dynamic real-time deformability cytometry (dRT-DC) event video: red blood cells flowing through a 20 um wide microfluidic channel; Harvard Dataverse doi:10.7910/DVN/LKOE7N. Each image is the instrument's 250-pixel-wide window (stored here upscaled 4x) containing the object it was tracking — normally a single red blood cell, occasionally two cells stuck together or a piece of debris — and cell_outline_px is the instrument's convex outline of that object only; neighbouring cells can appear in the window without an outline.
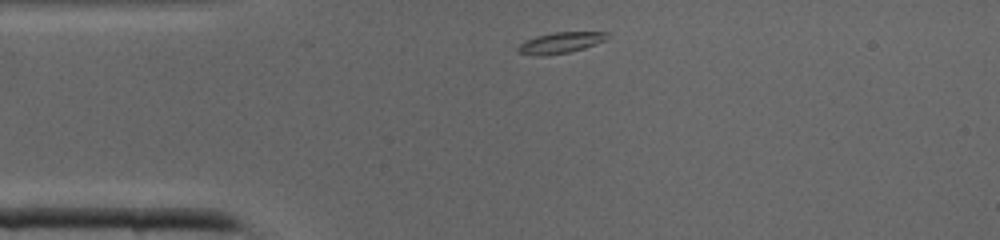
{"species": "common noctule bat (a hibernating species)", "species_latin": "Nyctalus noctula", "temperature_condition": "cold", "stored_images_in_passage": 33, "camera_frame_rate_fps": 3000, "um_per_image_px": 0.085, "animal": {"sex": "male", "body_mass_g": 19.0, "forearm_length_mm": 50.8}, "frame": {"image": 1, "passage_image": 1, "time_ms": 0.0, "image_size_px": [1000, 240], "cell_outline_px": [[608, 36], [604, 40], [584, 48], [568, 52], [544, 56], [540, 56], [520, 52], [516, 48], [524, 40], [536, 36], [552, 32], [608, 32]], "centroid_in_image_um": [47.6, 3.62], "position_along_channel_um": 37.4, "area_um2": 10.75}}
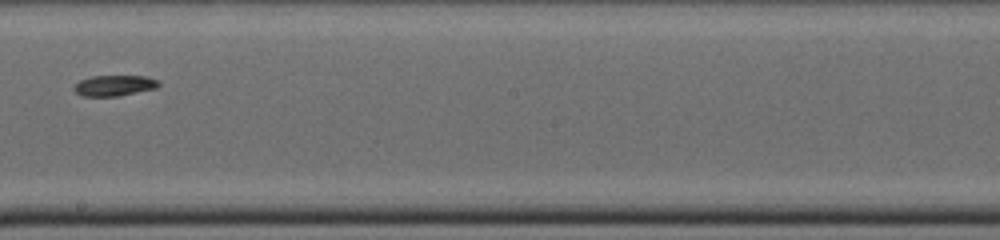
{"frame": {"image": 2, "passage_image": 15, "time_ms": 4.667, "image_size_px": [1000, 240], "cell_outline_px": [[160, 84], [156, 88], [116, 96], [80, 96], [72, 88], [80, 80], [92, 76], [144, 76], [156, 80]], "centroid_in_image_um": [9.67, 7.27], "position_along_channel_um": 238.5, "area_um2": 10.06}}
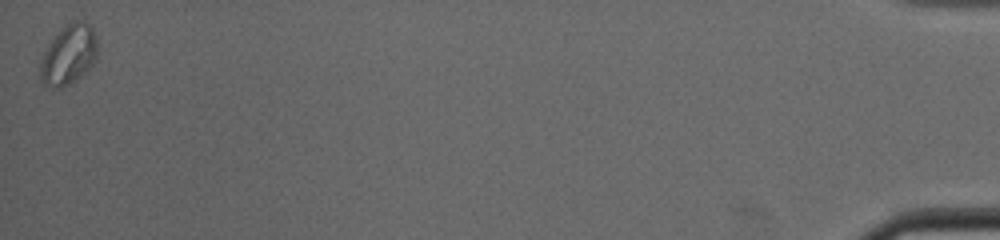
{"frame": {"image": 3, "passage_image": 33, "time_ms": 10.667, "image_size_px": [1000, 240], "cell_outline_px": [[96, 56], [92, 64], [84, 72], [60, 88], [52, 88], [44, 84], [40, 76], [40, 64], [44, 52], [48, 44], [60, 28], [72, 20], [84, 20], [92, 28], [96, 36]], "centroid_in_image_um": [5.81, 4.6], "position_along_channel_um": 429.4, "area_um2": 19.59}}